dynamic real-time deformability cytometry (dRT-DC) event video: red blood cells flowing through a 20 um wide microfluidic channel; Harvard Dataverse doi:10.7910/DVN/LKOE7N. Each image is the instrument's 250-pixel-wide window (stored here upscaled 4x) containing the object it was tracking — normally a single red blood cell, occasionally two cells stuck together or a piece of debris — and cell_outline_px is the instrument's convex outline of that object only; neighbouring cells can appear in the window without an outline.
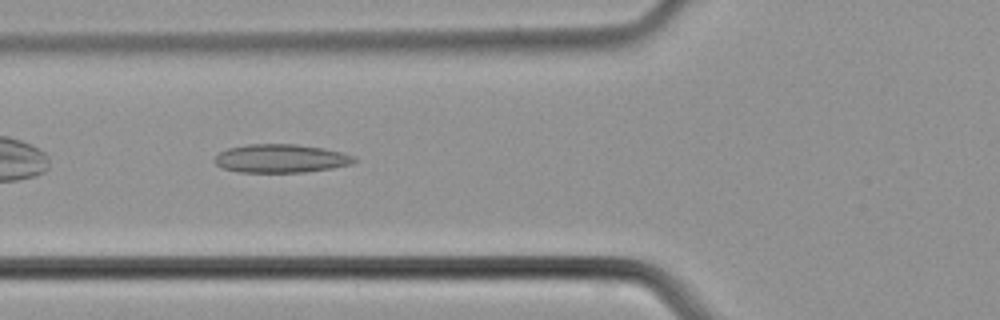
{"species": "common noctule bat (a hibernating species)", "species_latin": "Nyctalus noctula", "temperature_condition": "cold", "stored_images_in_passage": 36, "camera_frame_rate_fps": 3000, "um_per_image_px": 0.085, "animal": {"sex": "male", "body_mass_g": 21.5, "forearm_length_mm": 52.0}, "frame": {"image": 1, "passage_image": 5, "time_ms": 1.333, "image_size_px": [1000, 320], "cell_outline_px": [[356, 160], [352, 164], [332, 168], [304, 172], [240, 172], [220, 168], [212, 160], [220, 152], [228, 148], [248, 144], [296, 144], [324, 148], [340, 152], [352, 156]], "centroid_in_image_um": [23.83, 13.47], "position_along_channel_um": 102.0, "area_um2": 23.12}}
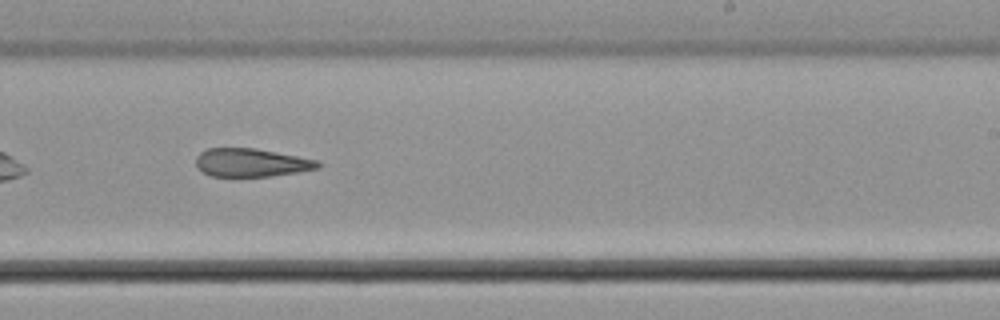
{"frame": {"image": 2, "passage_image": 17, "time_ms": 5.333, "image_size_px": [1000, 320], "cell_outline_px": [[324, 164], [320, 168], [300, 172], [272, 176], [212, 176], [196, 168], [196, 156], [200, 152], [208, 148], [256, 148], [316, 160]], "centroid_in_image_um": [21.37, 13.82], "position_along_channel_um": 267.6, "area_um2": 20.17}}
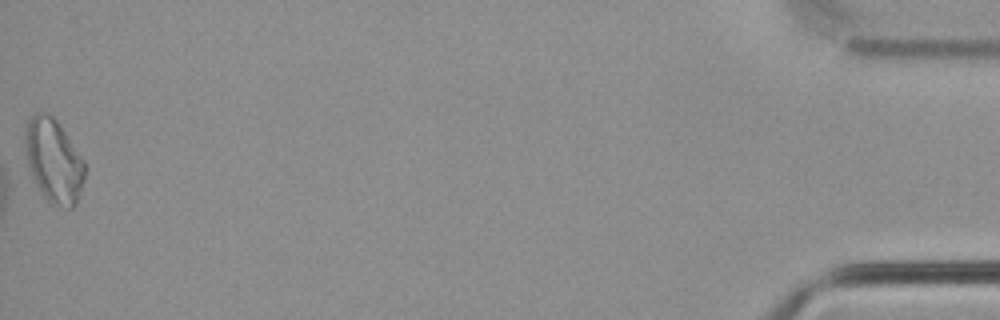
{"frame": {"image": 3, "passage_image": 36, "time_ms": 11.667, "image_size_px": [1000, 320], "cell_outline_px": [[84, 180], [76, 204], [72, 208], [68, 208], [52, 204], [40, 192], [28, 172], [24, 152], [24, 132], [28, 120], [36, 112], [44, 112], [52, 116], [56, 120], [84, 160]], "centroid_in_image_um": [4.51, 13.67], "position_along_channel_um": 430.7, "area_um2": 29.36}}